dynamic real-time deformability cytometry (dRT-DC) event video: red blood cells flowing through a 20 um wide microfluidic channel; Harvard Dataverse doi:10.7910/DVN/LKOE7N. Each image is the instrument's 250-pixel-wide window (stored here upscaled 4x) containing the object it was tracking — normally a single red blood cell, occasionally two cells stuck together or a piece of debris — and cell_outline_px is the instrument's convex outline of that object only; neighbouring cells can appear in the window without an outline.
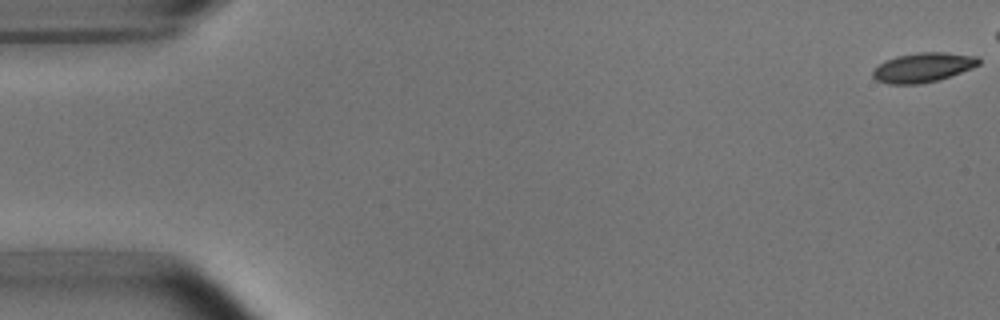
{"species": "common noctule bat (a hibernating species)", "species_latin": "Nyctalus noctula", "temperature_condition": "room temperature", "stored_images_in_passage": 44, "camera_frame_rate_fps": 3000, "um_per_image_px": 0.085, "animal": {"sex": "male", "body_mass_g": 15.6}, "frame": {"image": 1, "passage_image": 1, "time_ms": 0.0, "image_size_px": [1000, 320], "cell_outline_px": [[980, 64], [972, 68], [936, 80], [920, 84], [888, 84], [876, 80], [872, 76], [872, 68], [884, 60], [896, 56], [916, 52], [944, 52], [980, 56]], "centroid_in_image_um": [78.41, 5.72], "position_along_channel_um": 6.6, "area_um2": 18.38}}
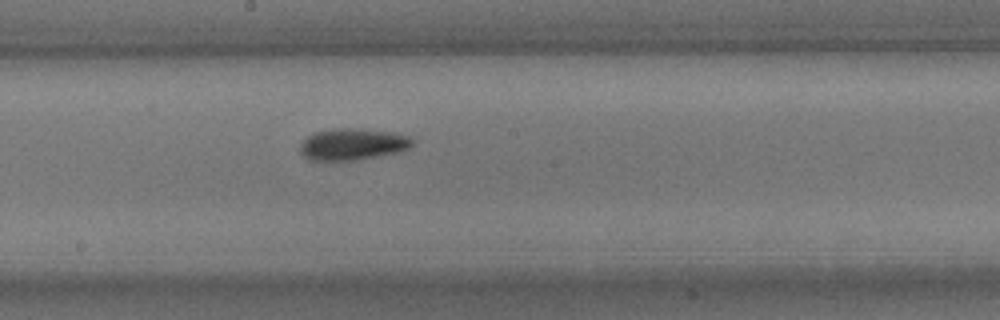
{"frame": {"image": 2, "passage_image": 29, "time_ms": 9.333, "image_size_px": [1000, 320], "cell_outline_px": [[416, 140], [408, 148], [400, 152], [356, 160], [308, 160], [300, 152], [300, 144], [308, 136], [316, 132], [332, 128], [356, 128], [396, 132], [408, 136]], "centroid_in_image_um": [30.0, 12.25], "position_along_channel_um": 218.2, "area_um2": 20.87}}
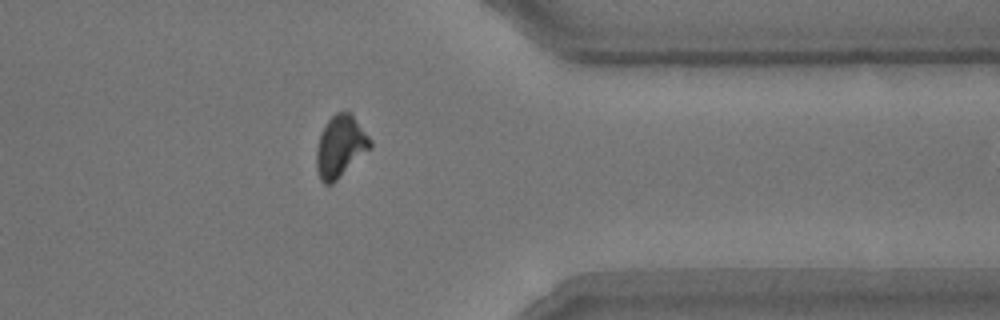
{"frame": {"image": 3, "passage_image": 43, "time_ms": 14.0, "image_size_px": [1000, 320], "cell_outline_px": [[372, 148], [332, 184], [324, 184], [320, 180], [316, 168], [316, 148], [324, 124], [336, 112], [348, 112], [352, 116], [372, 140]], "centroid_in_image_um": [28.92, 12.48], "position_along_channel_um": 382.5, "area_um2": 19.31}}